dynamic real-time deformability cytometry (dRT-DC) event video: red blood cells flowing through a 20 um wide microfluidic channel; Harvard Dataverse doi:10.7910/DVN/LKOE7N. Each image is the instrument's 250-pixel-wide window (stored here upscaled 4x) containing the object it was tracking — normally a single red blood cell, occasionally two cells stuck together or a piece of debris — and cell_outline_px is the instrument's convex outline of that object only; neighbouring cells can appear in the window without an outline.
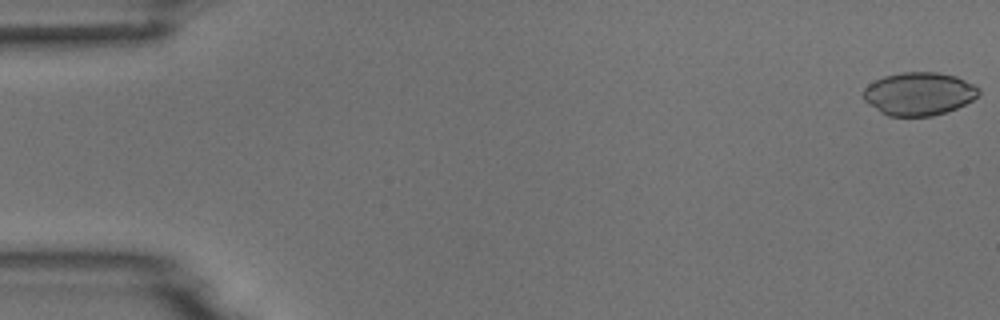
{"species": "common noctule bat (a hibernating species)", "species_latin": "Nyctalus noctula", "temperature_condition": "room temperature", "stored_images_in_passage": 5, "camera_frame_rate_fps": 3000, "um_per_image_px": 0.085, "animal": {"sex": "male", "body_mass_g": 18.8}, "frame": {"image": 1, "passage_image": 1, "time_ms": 0.0, "image_size_px": [1000, 320], "cell_outline_px": [[980, 92], [972, 100], [956, 108], [932, 116], [888, 116], [880, 112], [868, 104], [864, 100], [864, 88], [868, 84], [884, 76], [904, 72], [936, 72], [956, 76], [980, 88]], "centroid_in_image_um": [78.09, 7.97], "position_along_channel_um": 6.9, "area_um2": 28.78}}
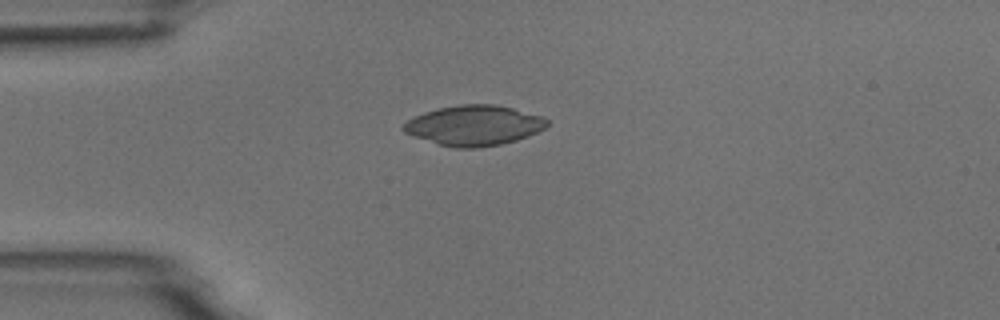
{"frame": {"image": 2, "passage_image": 5, "time_ms": 4.333, "image_size_px": [1000, 320], "cell_outline_px": [[548, 124], [544, 128], [528, 136], [516, 140], [500, 144], [476, 148], [456, 148], [440, 144], [412, 136], [404, 132], [400, 128], [408, 120], [424, 112], [436, 108], [460, 104], [496, 104], [544, 116], [548, 120]], "centroid_in_image_um": [40.29, 10.65], "position_along_channel_um": 44.7, "area_um2": 33.58}}